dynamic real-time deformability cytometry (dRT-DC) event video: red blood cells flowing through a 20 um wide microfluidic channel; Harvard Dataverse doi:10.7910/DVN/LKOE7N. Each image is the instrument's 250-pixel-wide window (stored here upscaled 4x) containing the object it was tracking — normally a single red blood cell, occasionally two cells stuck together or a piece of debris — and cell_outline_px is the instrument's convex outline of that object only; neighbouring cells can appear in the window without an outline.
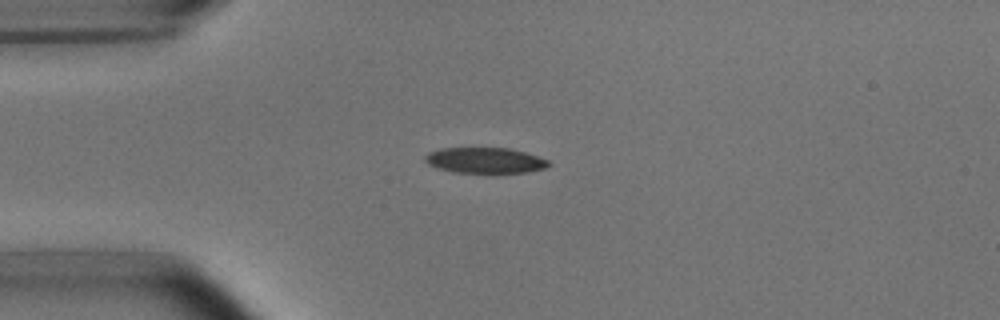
{"species": "common noctule bat (a hibernating species)", "species_latin": "Nyctalus noctula", "temperature_condition": "room temperature", "stored_images_in_passage": 5, "camera_frame_rate_fps": 3000, "um_per_image_px": 0.085, "animal": {"sex": "male", "body_mass_g": 15.6}, "frame": {"image": 1, "passage_image": 2, "time_ms": 0.333, "image_size_px": [1000, 320], "cell_outline_px": [[552, 164], [544, 168], [524, 172], [452, 172], [428, 164], [424, 160], [424, 156], [428, 152], [440, 148], [508, 148], [524, 152], [548, 160]], "centroid_in_image_um": [41.19, 13.62], "position_along_channel_um": 43.8, "area_um2": 18.21}}
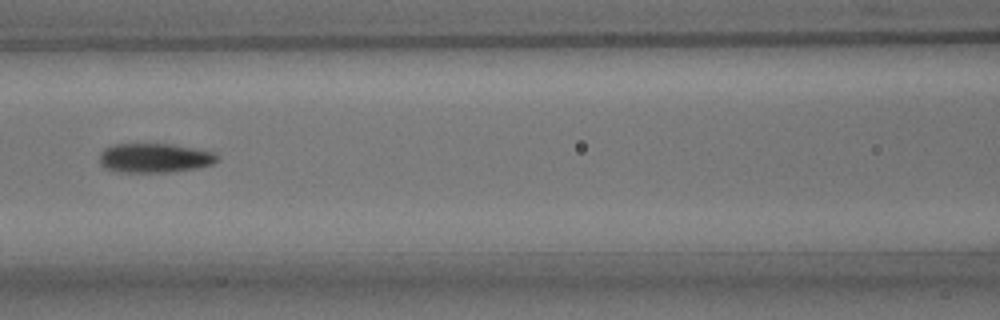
{"frame": {"image": 2, "passage_image": 5, "time_ms": 1.333, "image_size_px": [1000, 320], "cell_outline_px": [[216, 160], [212, 164], [200, 168], [172, 172], [116, 172], [104, 168], [100, 164], [100, 152], [104, 148], [112, 144], [172, 144], [212, 152], [216, 156]], "centroid_in_image_um": [13.08, 13.44], "position_along_channel_um": 153.5, "area_um2": 20.17}}